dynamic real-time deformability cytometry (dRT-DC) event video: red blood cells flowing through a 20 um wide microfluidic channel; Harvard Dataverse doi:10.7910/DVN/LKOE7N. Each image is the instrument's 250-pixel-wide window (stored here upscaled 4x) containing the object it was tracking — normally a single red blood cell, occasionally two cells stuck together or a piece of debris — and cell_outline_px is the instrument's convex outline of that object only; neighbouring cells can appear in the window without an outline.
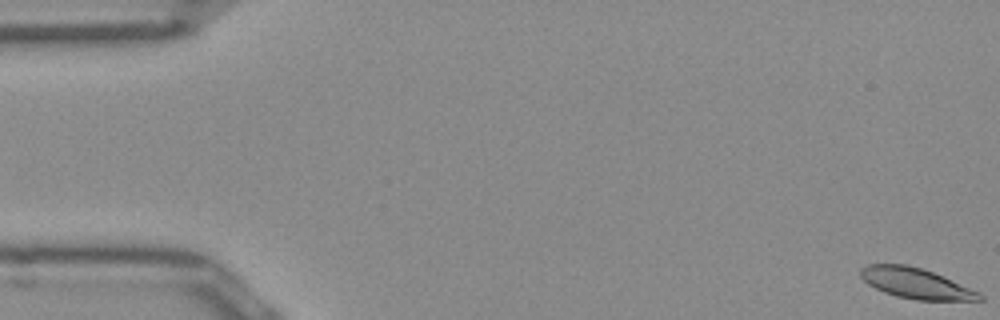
{"species": "Egyptian fruit bat (a non-hibernating species)", "species_latin": "Rousettus aegyptiacus", "temperature_condition": "room temperature", "stored_images_in_passage": 16, "camera_frame_rate_fps": 3000, "um_per_image_px": 0.085, "frame": {"image": 1, "passage_image": 1, "time_ms": 0.0, "image_size_px": [1000, 320], "cell_outline_px": [[984, 300], [916, 300], [896, 296], [884, 292], [868, 284], [860, 276], [860, 268], [868, 264], [904, 264], [920, 268], [932, 272], [980, 292], [984, 296]], "centroid_in_image_um": [77.84, 24.09], "position_along_channel_um": 7.2, "area_um2": 20.92}}